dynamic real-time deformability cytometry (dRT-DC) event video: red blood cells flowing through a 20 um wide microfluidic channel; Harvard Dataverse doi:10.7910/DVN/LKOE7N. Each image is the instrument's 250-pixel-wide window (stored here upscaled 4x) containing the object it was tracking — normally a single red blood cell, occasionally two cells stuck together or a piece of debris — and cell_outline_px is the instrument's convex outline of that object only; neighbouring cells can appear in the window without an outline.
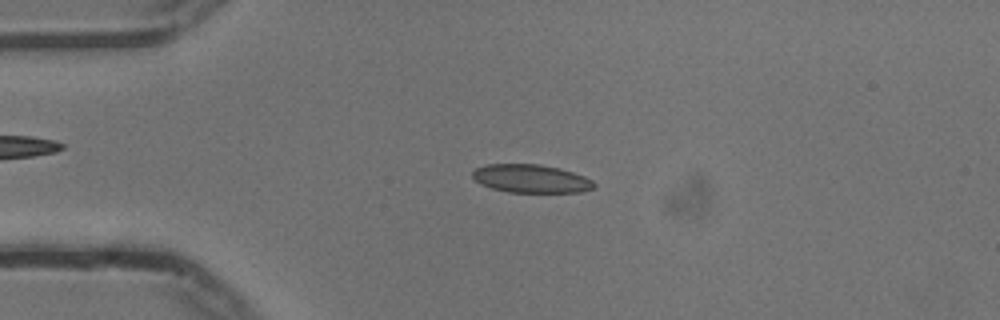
{"species": "common noctule bat (a hibernating species)", "species_latin": "Nyctalus noctula", "temperature_condition": "cold", "stored_images_in_passage": 49, "camera_frame_rate_fps": 3000, "um_per_image_px": 0.085, "animal": {"sex": "male", "body_mass_g": 13.3}, "frame": {"image": 1, "passage_image": 7, "time_ms": 2.0, "image_size_px": [1000, 320], "cell_outline_px": [[596, 184], [592, 188], [580, 192], [508, 192], [492, 188], [480, 184], [472, 176], [472, 172], [476, 168], [488, 164], [540, 164], [560, 168], [584, 176], [592, 180]], "centroid_in_image_um": [45.13, 15.18], "position_along_channel_um": 39.9, "area_um2": 19.94}}
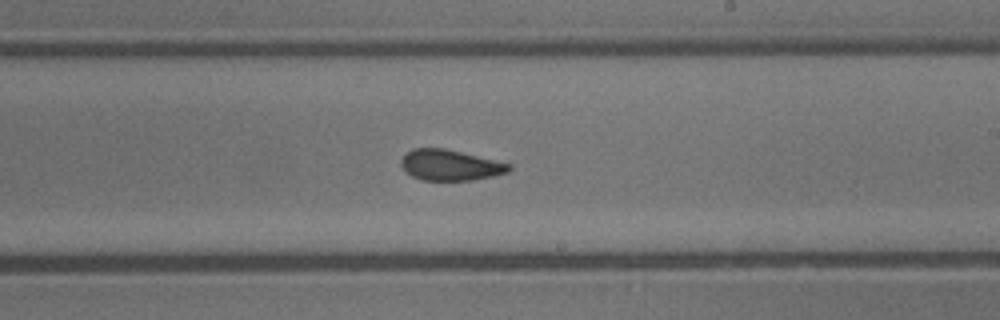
{"frame": {"image": 2, "passage_image": 26, "time_ms": 8.333, "image_size_px": [1000, 320], "cell_outline_px": [[512, 168], [508, 172], [492, 176], [472, 180], [424, 180], [412, 176], [400, 164], [400, 160], [412, 148], [444, 148], [512, 164]], "centroid_in_image_um": [38.28, 14.03], "position_along_channel_um": 250.7, "area_um2": 19.13}}
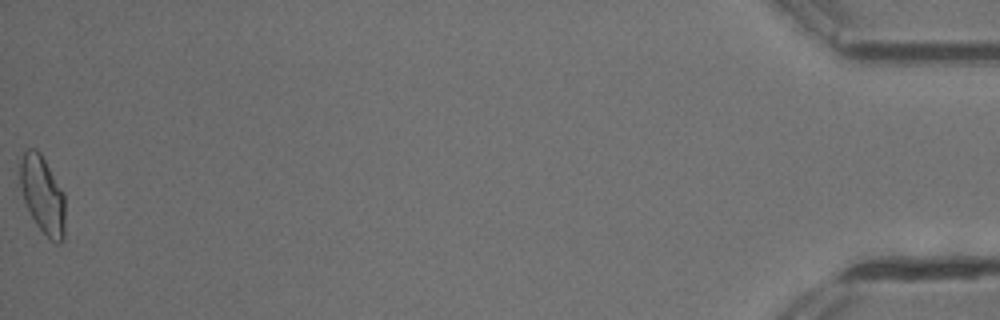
{"frame": {"image": 3, "passage_image": 49, "time_ms": 16.0, "image_size_px": [1000, 320], "cell_outline_px": [[64, 240], [60, 244], [56, 244], [36, 224], [24, 200], [20, 188], [20, 164], [24, 152], [28, 148], [36, 148], [40, 152], [64, 192]], "centroid_in_image_um": [3.63, 16.55], "position_along_channel_um": 431.6, "area_um2": 20.23}, "authors_computed_cell_mechanics": {"area_um2": 20.1144, "velocity_mm_per_s": 3.7393, "shape_relaxation_time_tau1_ms": 6.275, "shape_relaxation_time_tau2_ms": 1.5551, "deformation_change_tau1": 0.134, "deformation_change_tau2": 0.0699}}